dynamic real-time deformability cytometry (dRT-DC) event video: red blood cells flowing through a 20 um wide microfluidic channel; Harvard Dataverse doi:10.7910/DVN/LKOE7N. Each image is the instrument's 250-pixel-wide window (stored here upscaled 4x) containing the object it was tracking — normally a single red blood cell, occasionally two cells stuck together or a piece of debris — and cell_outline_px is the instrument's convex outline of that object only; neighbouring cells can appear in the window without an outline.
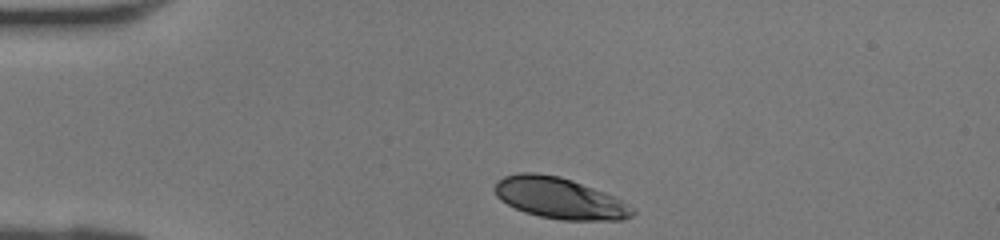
{"species": "human", "species_latin": "Homo sapiens", "temperature_condition": "room temperature", "stored_images_in_passage": 27, "camera_frame_rate_fps": 3000, "um_per_image_px": 0.085, "donor": {"sex": "female"}, "frame": {"image": 1, "passage_image": 1, "time_ms": 0.0, "image_size_px": [1000, 240], "cell_outline_px": [[636, 212], [632, 216], [624, 220], [560, 220], [540, 216], [524, 212], [500, 200], [496, 196], [492, 188], [496, 180], [504, 176], [520, 172], [536, 172], [560, 176], [572, 180], [604, 192], [620, 200], [632, 208]], "centroid_in_image_um": [47.5, 16.83], "position_along_channel_um": 37.5, "area_um2": 33.12}}
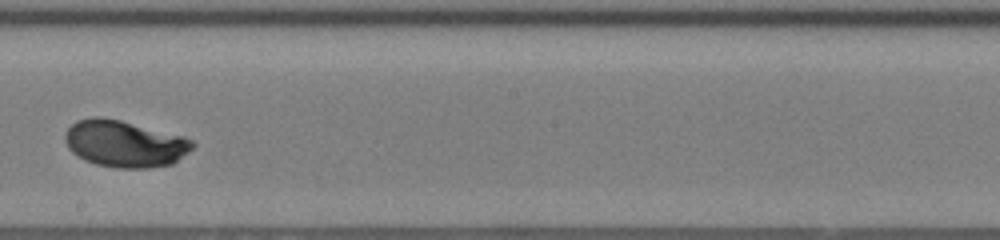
{"frame": {"image": 2, "passage_image": 16, "time_ms": 5.0, "image_size_px": [1000, 240], "cell_outline_px": [[196, 144], [188, 152], [172, 164], [148, 168], [116, 168], [96, 164], [72, 152], [68, 148], [64, 140], [64, 132], [76, 120], [92, 116], [100, 116], [120, 120], [184, 136], [192, 140]], "centroid_in_image_um": [10.58, 12.2], "position_along_channel_um": 237.6, "area_um2": 34.74}}
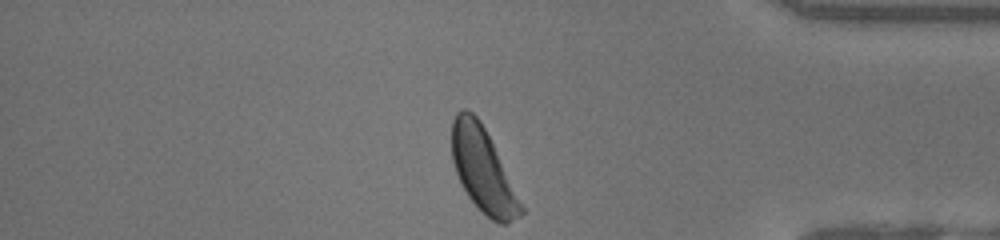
{"frame": {"image": 3, "passage_image": 27, "time_ms": 8.667, "image_size_px": [1000, 240], "cell_outline_px": [[524, 212], [520, 216], [508, 224], [500, 224], [492, 220], [468, 196], [460, 184], [452, 160], [452, 120], [456, 112], [460, 108], [464, 108], [472, 112], [480, 120], [524, 208]], "centroid_in_image_um": [41.02, 14.44], "position_along_channel_um": 394.2, "area_um2": 33.18}}